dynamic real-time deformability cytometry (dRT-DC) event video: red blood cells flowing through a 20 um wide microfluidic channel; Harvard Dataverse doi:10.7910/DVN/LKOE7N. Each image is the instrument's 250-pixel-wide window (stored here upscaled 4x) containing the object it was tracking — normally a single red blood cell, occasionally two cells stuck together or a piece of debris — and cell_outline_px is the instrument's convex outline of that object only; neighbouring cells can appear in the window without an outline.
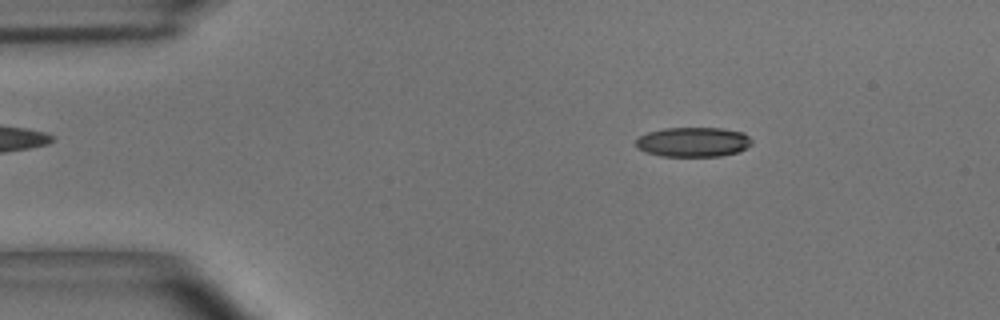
{"species": "common noctule bat (a hibernating species)", "species_latin": "Nyctalus noctula", "temperature_condition": "room temperature", "stored_images_in_passage": 5, "camera_frame_rate_fps": 3000, "um_per_image_px": 0.085, "animal": {"sex": "male", "body_mass_g": 15.6}, "frame": {"image": 1, "passage_image": 2, "time_ms": 0.333, "image_size_px": [1000, 320], "cell_outline_px": [[752, 144], [740, 152], [720, 156], [660, 156], [644, 152], [636, 148], [636, 140], [640, 136], [648, 132], [664, 128], [720, 128], [744, 132], [752, 140]], "centroid_in_image_um": [58.92, 12.07], "position_along_channel_um": 26.1, "area_um2": 20.23}}
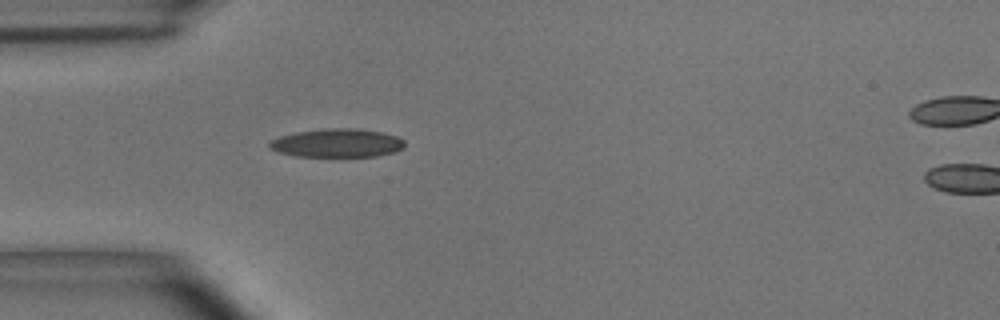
{"frame": {"image": 2, "passage_image": 4, "time_ms": 1.0, "image_size_px": [1000, 320], "cell_outline_px": [[404, 148], [396, 152], [376, 156], [296, 156], [276, 152], [268, 148], [268, 140], [280, 136], [296, 132], [324, 128], [356, 128], [384, 132], [396, 136], [404, 140]], "centroid_in_image_um": [28.63, 12.15], "position_along_channel_um": 56.4, "area_um2": 22.77}}